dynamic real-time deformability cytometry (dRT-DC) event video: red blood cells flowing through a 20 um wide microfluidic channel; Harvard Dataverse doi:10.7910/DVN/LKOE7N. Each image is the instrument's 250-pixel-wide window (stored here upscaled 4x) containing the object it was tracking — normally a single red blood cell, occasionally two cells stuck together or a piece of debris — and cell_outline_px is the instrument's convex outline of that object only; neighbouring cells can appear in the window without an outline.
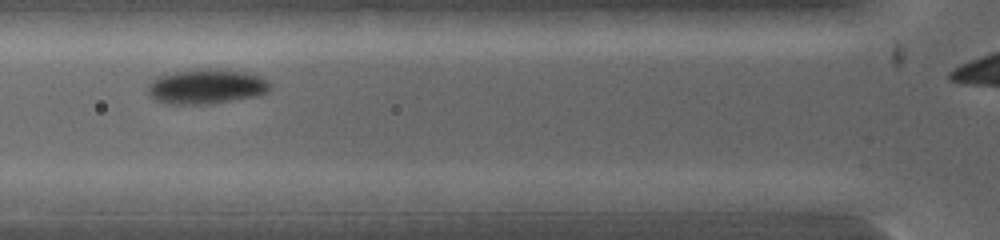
{"species": "common noctule bat (a hibernating species)", "species_latin": "Nyctalus noctula", "temperature_condition": "warm", "stored_images_in_passage": 10, "segment_of_instrument_passage": [1, 2], "camera_frame_rate_fps": 5000, "um_per_image_px": 0.085, "animal": {"sex": "female", "body_mass_g": 19.0, "forearm_length_mm": 53.3}, "frame": {"image": 1, "passage_image": 2, "time_ms": 0.8, "image_size_px": [1000, 240], "cell_outline_px": [[272, 88], [268, 92], [256, 96], [236, 100], [212, 104], [164, 104], [148, 96], [148, 84], [156, 76], [172, 72], [200, 68], [216, 68], [248, 72], [260, 76], [272, 84]], "centroid_in_image_um": [17.54, 7.35], "position_along_channel_um": 108.3, "area_um2": 25.49}}
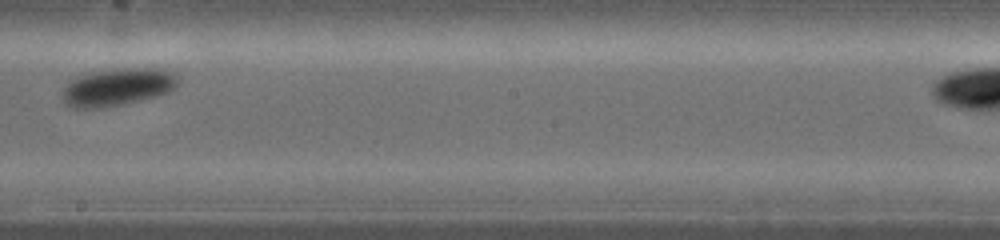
{"frame": {"image": 2, "passage_image": 5, "time_ms": 3.0, "image_size_px": [1000, 240], "cell_outline_px": [[180, 80], [176, 88], [168, 92], [156, 96], [140, 100], [100, 108], [72, 108], [64, 104], [60, 96], [60, 92], [68, 80], [76, 76], [92, 72], [112, 68], [164, 68], [172, 72]], "centroid_in_image_um": [9.94, 7.38], "position_along_channel_um": 238.3, "area_um2": 25.89}}
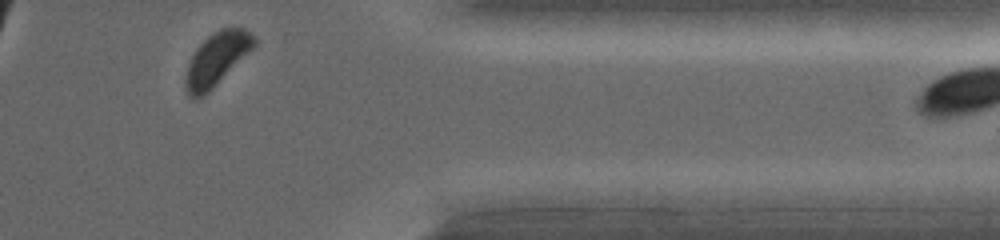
{"frame": {"image": 3, "passage_image": 9, "time_ms": 5.8, "image_size_px": [1000, 240], "cell_outline_px": [[256, 44], [204, 96], [196, 100], [192, 100], [188, 96], [188, 64], [196, 48], [208, 36], [220, 28], [244, 28], [256, 36]], "centroid_in_image_um": [18.44, 4.99], "position_along_channel_um": 393.0, "area_um2": 20.4}}